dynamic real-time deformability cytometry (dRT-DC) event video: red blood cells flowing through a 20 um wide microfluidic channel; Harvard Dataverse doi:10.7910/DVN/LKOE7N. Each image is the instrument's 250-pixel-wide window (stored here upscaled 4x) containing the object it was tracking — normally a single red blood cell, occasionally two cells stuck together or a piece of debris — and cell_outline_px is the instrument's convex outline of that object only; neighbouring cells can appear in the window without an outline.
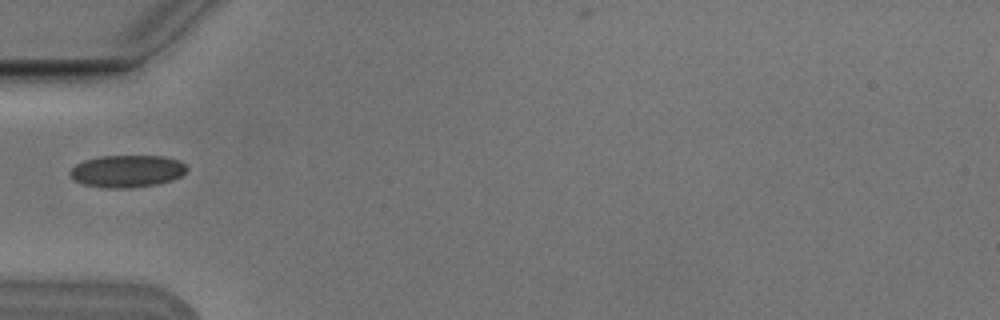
{"species": "Egyptian fruit bat (a non-hibernating species)", "species_latin": "Rousettus aegyptiacus", "temperature_condition": "cold", "stored_images_in_passage": 1, "camera_frame_rate_fps": 3000, "um_per_image_px": 0.085, "animal": {"sex": "male"}, "frame": {"image": 1, "passage_image": 1, "time_ms": 0.0, "image_size_px": [1000, 320], "cell_outline_px": [[188, 168], [180, 176], [172, 180], [156, 184], [128, 188], [108, 188], [84, 184], [76, 180], [68, 172], [76, 164], [84, 160], [100, 156], [164, 156], [180, 160]], "centroid_in_image_um": [10.81, 14.54], "position_along_channel_um": 74.2, "area_um2": 21.79}}